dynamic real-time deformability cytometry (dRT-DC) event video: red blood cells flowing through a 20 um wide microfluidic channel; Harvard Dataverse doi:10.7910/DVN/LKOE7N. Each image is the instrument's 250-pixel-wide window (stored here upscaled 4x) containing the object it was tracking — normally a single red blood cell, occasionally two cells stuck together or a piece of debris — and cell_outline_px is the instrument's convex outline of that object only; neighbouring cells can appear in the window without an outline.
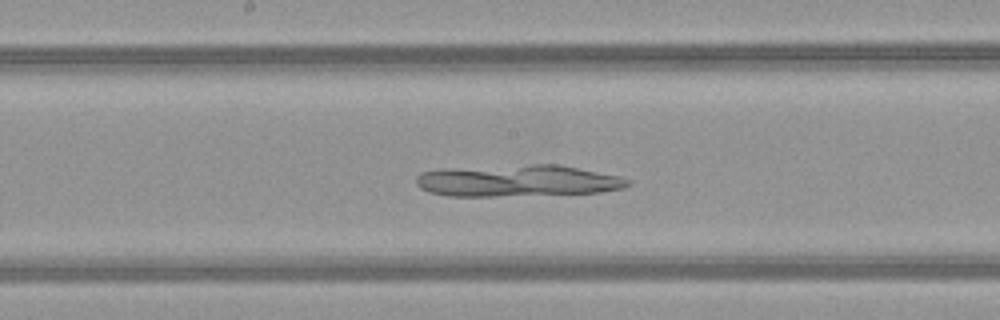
{"species": "common noctule bat (a hibernating species)", "species_latin": "Nyctalus noctula", "temperature_condition": "warm", "stored_images_in_passage": 51, "camera_frame_rate_fps": 3000, "um_per_image_px": 0.085, "animal": {"sex": "female", "body_mass_g": 21.9}, "frame": {"image": 1, "passage_image": 27, "time_ms": 8.667, "image_size_px": [1000, 320], "cell_outline_px": [[632, 184], [624, 188], [600, 192], [496, 196], [448, 196], [428, 192], [420, 188], [416, 184], [416, 176], [420, 172], [532, 164], [560, 164], [620, 176], [632, 180]], "centroid_in_image_um": [44.1, 15.38], "position_along_channel_um": 204.1, "area_um2": 38.55}}
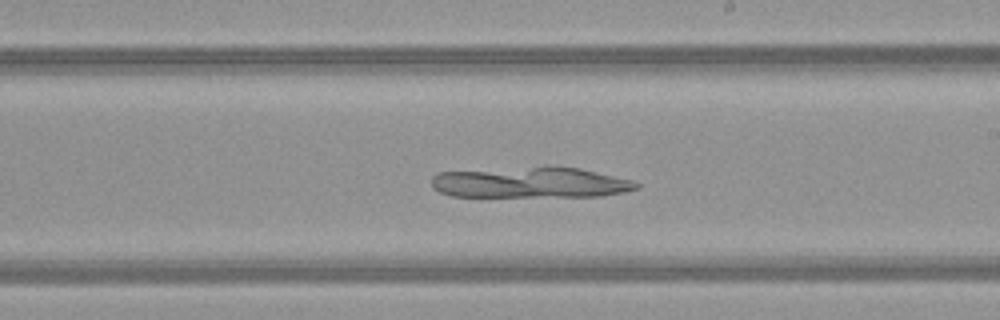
{"frame": {"image": 2, "passage_image": 30, "time_ms": 9.667, "image_size_px": [1000, 320], "cell_outline_px": [[640, 188], [624, 192], [604, 196], [452, 196], [440, 192], [432, 188], [432, 176], [436, 172], [548, 164], [552, 164], [580, 168], [636, 180], [640, 184]], "centroid_in_image_um": [45.14, 15.47], "position_along_channel_um": 243.9, "area_um2": 38.09}}
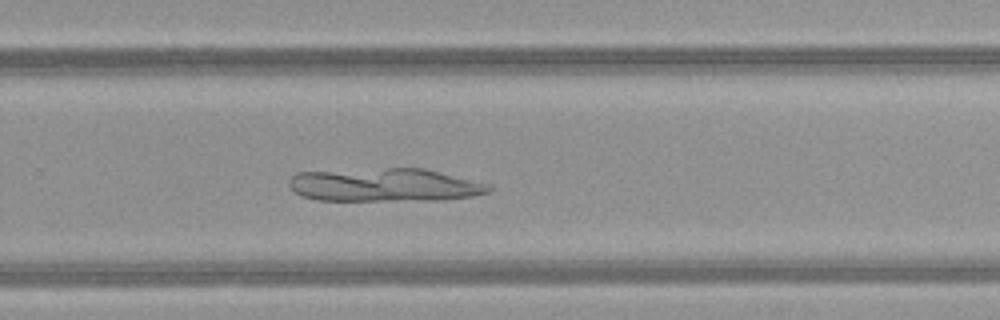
{"frame": {"image": 3, "passage_image": 34, "time_ms": 11.0, "image_size_px": [1000, 320], "cell_outline_px": [[492, 188], [488, 192], [472, 196], [444, 200], [320, 200], [300, 196], [288, 184], [288, 180], [296, 172], [388, 168], [424, 168], [492, 184]], "centroid_in_image_um": [32.72, 15.72], "position_along_channel_um": 297.1, "area_um2": 38.9}}